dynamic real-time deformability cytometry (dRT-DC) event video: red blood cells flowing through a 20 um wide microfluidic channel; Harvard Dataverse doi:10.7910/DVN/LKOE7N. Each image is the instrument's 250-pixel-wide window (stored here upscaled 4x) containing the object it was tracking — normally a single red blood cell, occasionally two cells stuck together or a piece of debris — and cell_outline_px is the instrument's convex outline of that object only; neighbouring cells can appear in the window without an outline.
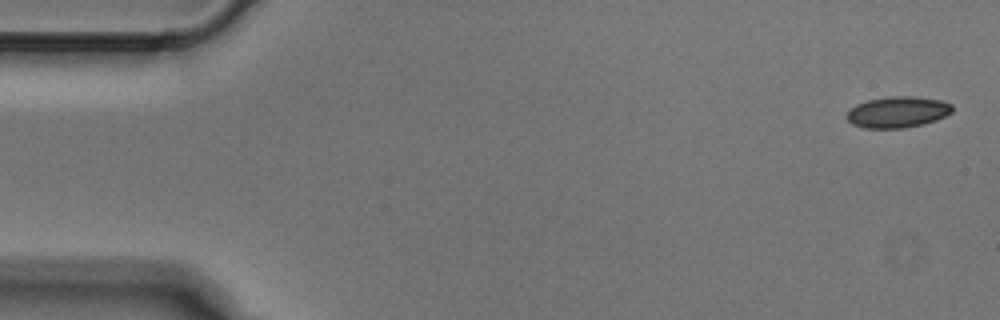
{"species": "Egyptian fruit bat (a non-hibernating species)", "species_latin": "Rousettus aegyptiacus", "temperature_condition": "cold", "stored_images_in_passage": 4, "camera_frame_rate_fps": 3000, "um_per_image_px": 0.085, "animal": {"sex": "male"}, "frame": {"image": 1, "passage_image": 1, "time_ms": 0.0, "image_size_px": [1000, 320], "cell_outline_px": [[952, 112], [936, 120], [904, 128], [864, 128], [852, 124], [848, 120], [848, 112], [856, 104], [868, 100], [888, 96], [916, 96], [940, 100], [952, 104]], "centroid_in_image_um": [76.3, 9.51], "position_along_channel_um": 8.7, "area_um2": 19.02}}
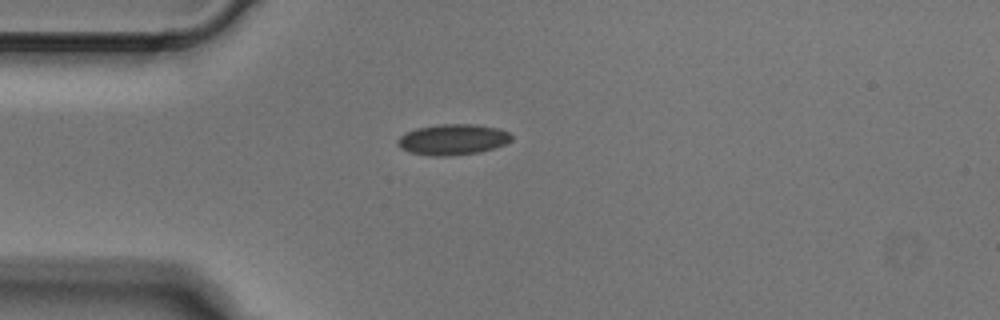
{"frame": {"image": 2, "passage_image": 4, "time_ms": 1.0, "image_size_px": [1000, 320], "cell_outline_px": [[512, 140], [504, 144], [480, 152], [448, 156], [432, 156], [408, 152], [400, 148], [396, 144], [396, 140], [400, 136], [416, 128], [440, 124], [476, 124], [500, 128], [508, 132], [512, 136]], "centroid_in_image_um": [38.47, 11.86], "position_along_channel_um": 46.5, "area_um2": 20.52}}